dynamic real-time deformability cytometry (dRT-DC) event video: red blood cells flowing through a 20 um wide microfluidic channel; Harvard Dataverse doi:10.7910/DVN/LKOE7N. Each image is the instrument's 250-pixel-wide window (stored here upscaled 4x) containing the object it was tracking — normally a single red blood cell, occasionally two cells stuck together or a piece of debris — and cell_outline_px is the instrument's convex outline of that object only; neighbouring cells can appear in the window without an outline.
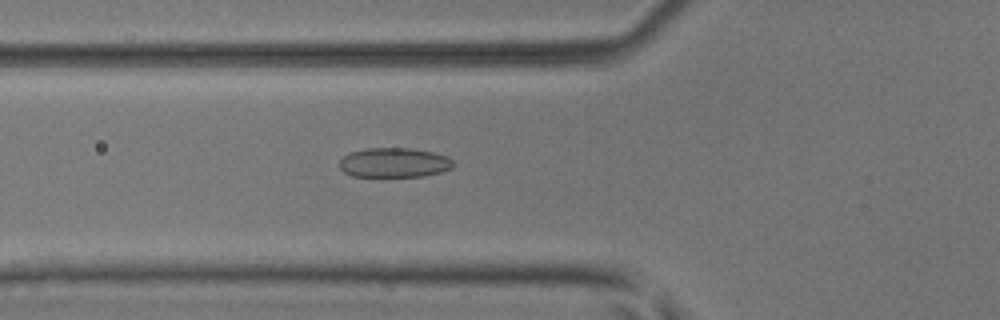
{"species": "common noctule bat (a hibernating species)", "species_latin": "Nyctalus noctula", "temperature_condition": "room temperature", "stored_images_in_passage": 39, "camera_frame_rate_fps": 3000, "um_per_image_px": 0.085, "animal": {"sex": "male", "body_mass_g": 17.9, "forearm_length_mm": 54.2}, "frame": {"image": 1, "passage_image": 8, "time_ms": 2.333, "image_size_px": [1000, 320], "cell_outline_px": [[452, 168], [440, 172], [424, 176], [352, 176], [344, 172], [340, 168], [340, 160], [348, 152], [368, 148], [412, 148], [432, 152], [448, 156], [452, 160]], "centroid_in_image_um": [33.49, 13.81], "position_along_channel_um": 92.3, "area_um2": 19.59}}
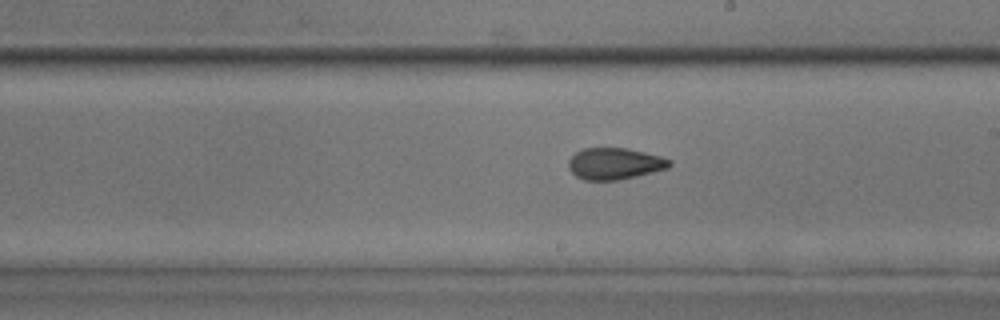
{"frame": {"image": 2, "passage_image": 19, "time_ms": 6.0, "image_size_px": [1000, 320], "cell_outline_px": [[672, 164], [668, 168], [620, 180], [584, 180], [576, 176], [568, 168], [568, 160], [576, 152], [584, 148], [624, 148], [644, 152], [660, 156], [672, 160]], "centroid_in_image_um": [52.24, 13.91], "position_along_channel_um": 236.8, "area_um2": 18.55}}
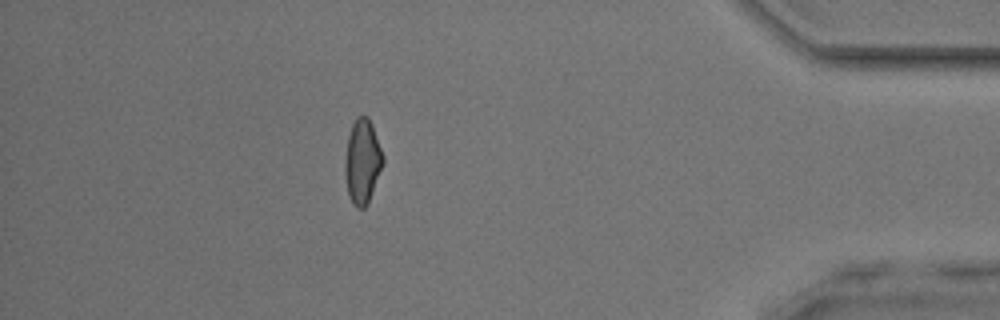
{"frame": {"image": 3, "passage_image": 35, "time_ms": 11.333, "image_size_px": [1000, 320], "cell_outline_px": [[384, 164], [368, 204], [364, 208], [356, 208], [352, 204], [348, 196], [344, 172], [344, 160], [348, 136], [352, 124], [356, 116], [368, 116], [372, 124], [384, 156]], "centroid_in_image_um": [30.8, 13.75], "position_along_channel_um": 404.4, "area_um2": 19.13}, "authors_computed_cell_mechanics": {"area_um2": 18.9006, "velocity_mm_per_s": 3.9432, "shape_relaxation_time_tau1_ms": 7.6345, "shape_relaxation_time_tau2_ms": 1.9099, "deformation_change_tau1": 0.1443, "deformation_change_tau2": 0.0913}}